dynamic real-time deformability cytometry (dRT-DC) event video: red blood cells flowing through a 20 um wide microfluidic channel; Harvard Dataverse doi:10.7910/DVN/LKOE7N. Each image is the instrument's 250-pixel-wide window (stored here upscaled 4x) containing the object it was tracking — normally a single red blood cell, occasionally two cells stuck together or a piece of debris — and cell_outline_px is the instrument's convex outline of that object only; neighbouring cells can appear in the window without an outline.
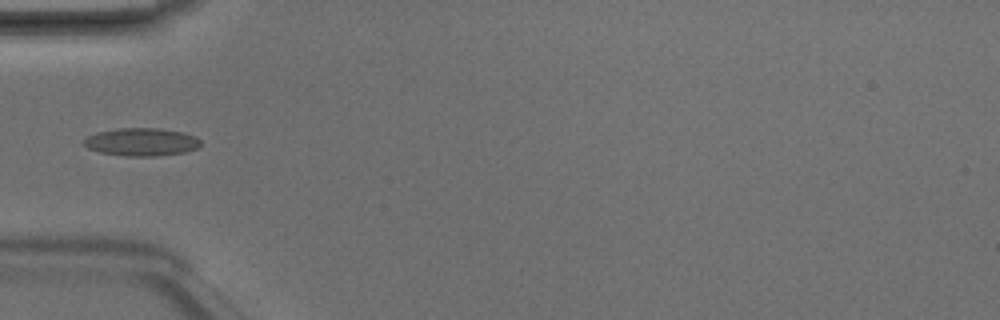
{"species": "Egyptian fruit bat (a non-hibernating species)", "species_latin": "Rousettus aegyptiacus", "temperature_condition": "room temperature", "stored_images_in_passage": 5, "camera_frame_rate_fps": 3000, "um_per_image_px": 0.085, "animal": {"sex": "male"}, "frame": {"image": 1, "passage_image": 5, "time_ms": 1.333, "image_size_px": [1000, 320], "cell_outline_px": [[200, 144], [196, 148], [184, 152], [156, 156], [124, 156], [100, 152], [88, 148], [84, 144], [84, 140], [88, 136], [96, 132], [116, 128], [160, 128], [184, 132], [196, 136], [200, 140]], "centroid_in_image_um": [12.03, 12.06], "position_along_channel_um": 73.0, "area_um2": 19.02}}